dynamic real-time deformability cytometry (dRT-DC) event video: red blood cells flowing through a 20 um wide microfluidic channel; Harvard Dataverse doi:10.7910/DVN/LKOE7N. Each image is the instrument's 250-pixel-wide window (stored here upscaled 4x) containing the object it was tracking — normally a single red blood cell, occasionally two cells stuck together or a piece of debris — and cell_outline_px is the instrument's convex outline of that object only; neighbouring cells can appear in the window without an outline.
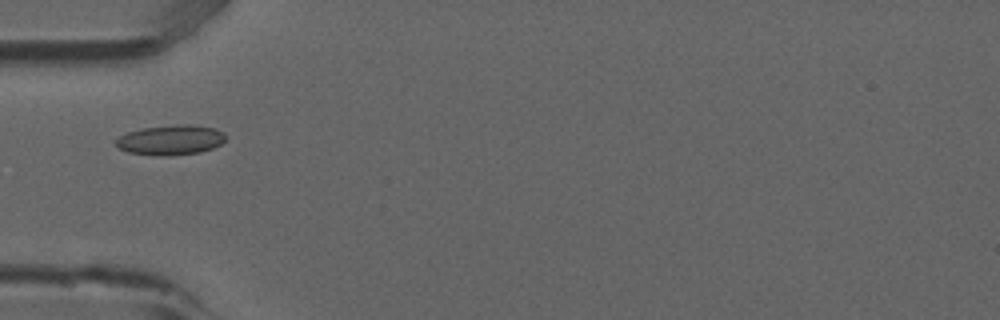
{"species": "common noctule bat (a hibernating species)", "species_latin": "Nyctalus noctula", "temperature_condition": "room temperature", "stored_images_in_passage": 1, "camera_frame_rate_fps": 3000, "um_per_image_px": 0.085, "animal": {"sex": "male", "forearm_length_mm": 52.5}, "frame": {"image": 1, "passage_image": 1, "time_ms": 0.0, "image_size_px": [1000, 320], "cell_outline_px": [[228, 136], [220, 144], [212, 148], [200, 152], [168, 156], [160, 156], [128, 152], [120, 148], [116, 144], [116, 140], [120, 136], [128, 132], [144, 128], [176, 124], [192, 124], [216, 128], [224, 132]], "centroid_in_image_um": [14.56, 11.89], "position_along_channel_um": 70.4, "area_um2": 19.19}}